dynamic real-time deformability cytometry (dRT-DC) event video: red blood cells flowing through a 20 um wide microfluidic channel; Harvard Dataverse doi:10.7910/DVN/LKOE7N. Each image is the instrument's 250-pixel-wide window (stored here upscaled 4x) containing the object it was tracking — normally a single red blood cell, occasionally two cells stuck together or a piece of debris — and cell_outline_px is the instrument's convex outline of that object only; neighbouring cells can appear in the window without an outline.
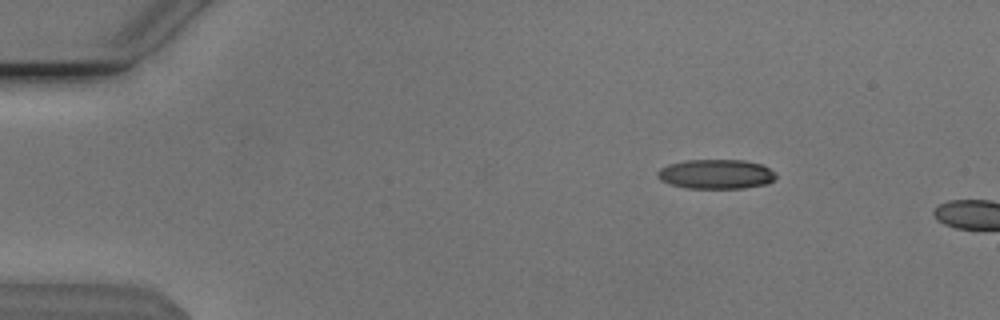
{"species": "Egyptian fruit bat (a non-hibernating species)", "species_latin": "Rousettus aegyptiacus", "temperature_condition": "cold", "stored_images_in_passage": 7, "camera_frame_rate_fps": 3000, "um_per_image_px": 0.085, "animal": {"sex": "male"}, "frame": {"image": 1, "passage_image": 4, "time_ms": 1.0, "image_size_px": [1000, 320], "cell_outline_px": [[776, 176], [772, 180], [764, 184], [744, 188], [688, 188], [668, 184], [660, 180], [656, 176], [656, 172], [660, 168], [668, 164], [688, 160], [744, 160], [760, 164], [776, 172]], "centroid_in_image_um": [60.81, 14.8], "position_along_channel_um": 24.2, "area_um2": 20.35}}